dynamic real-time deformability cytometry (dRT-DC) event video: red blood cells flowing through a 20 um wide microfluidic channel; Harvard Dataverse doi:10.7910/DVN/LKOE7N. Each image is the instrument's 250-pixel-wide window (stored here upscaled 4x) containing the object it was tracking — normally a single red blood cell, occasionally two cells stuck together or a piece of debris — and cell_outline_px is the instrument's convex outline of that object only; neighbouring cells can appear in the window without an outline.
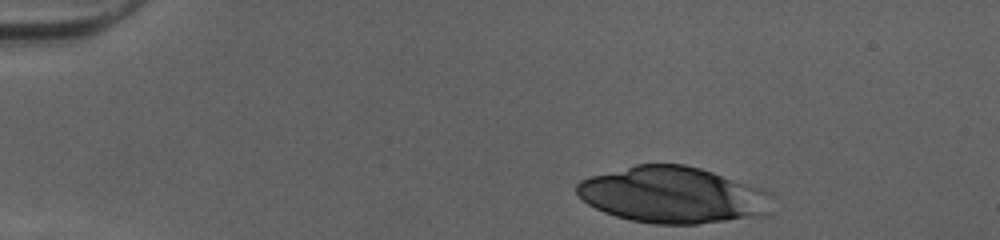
{"species": "human", "species_latin": "Homo sapiens", "temperature_condition": "cold", "stored_images_in_passage": 37, "camera_frame_rate_fps": 3000, "um_per_image_px": 0.085, "donor": {"sex": "female"}, "frame": {"image": 1, "passage_image": 1, "time_ms": 0.0, "image_size_px": [1000, 240], "cell_outline_px": [[776, 212], [764, 216], [696, 224], [652, 224], [628, 220], [604, 212], [588, 204], [576, 192], [576, 184], [580, 180], [592, 176], [636, 164], [684, 164], [700, 168], [764, 188], [772, 192], [776, 196]], "centroid_in_image_um": [57.34, 16.59], "position_along_channel_um": 27.7, "area_um2": 65.31}}